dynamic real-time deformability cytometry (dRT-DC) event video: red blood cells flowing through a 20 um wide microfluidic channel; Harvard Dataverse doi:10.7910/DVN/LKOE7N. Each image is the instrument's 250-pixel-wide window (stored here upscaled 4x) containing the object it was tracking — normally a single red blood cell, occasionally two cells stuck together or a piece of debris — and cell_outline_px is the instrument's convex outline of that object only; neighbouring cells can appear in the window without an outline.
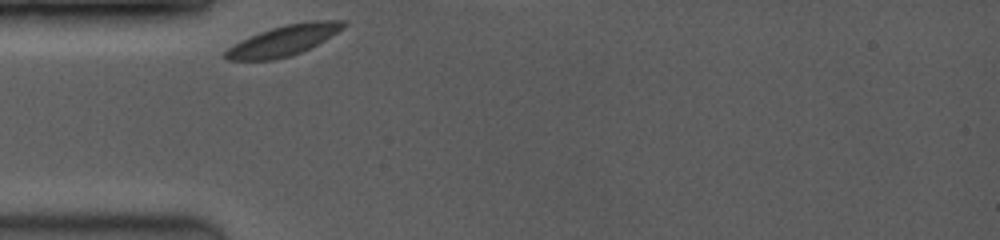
{"species": "common noctule bat (a hibernating species)", "species_latin": "Nyctalus noctula", "temperature_condition": "room temperature", "stored_images_in_passage": 2, "camera_frame_rate_fps": 3500, "um_per_image_px": 0.085, "animal": {"sex": "female", "body_mass_g": 19.0, "forearm_length_mm": 53.3}, "frame": {"image": 1, "passage_image": 1, "time_ms": 0.0, "image_size_px": [1000, 240], "cell_outline_px": [[348, 24], [344, 28], [324, 40], [300, 52], [288, 56], [272, 60], [228, 60], [224, 56], [224, 52], [228, 48], [260, 32], [284, 24], [312, 20], [348, 20]], "centroid_in_image_um": [24.17, 3.42], "position_along_channel_um": 60.8, "area_um2": 20.58}}